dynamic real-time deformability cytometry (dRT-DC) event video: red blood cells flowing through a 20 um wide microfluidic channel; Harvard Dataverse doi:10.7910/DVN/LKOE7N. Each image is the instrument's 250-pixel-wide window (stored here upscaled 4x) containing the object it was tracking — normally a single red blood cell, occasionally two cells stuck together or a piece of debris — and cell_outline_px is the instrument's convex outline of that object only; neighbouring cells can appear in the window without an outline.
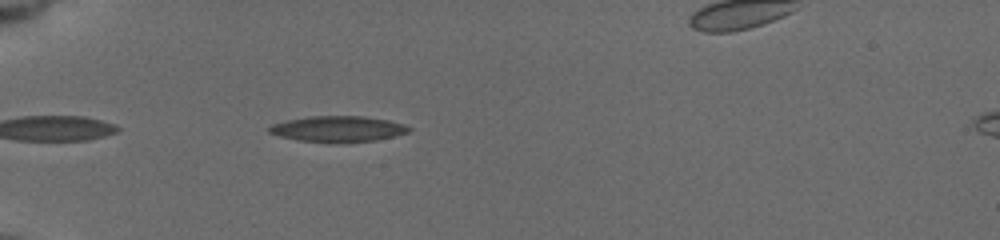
{"species": "common noctule bat (a hibernating species)", "species_latin": "Nyctalus noctula", "temperature_condition": "cold", "stored_images_in_passage": 40, "camera_frame_rate_fps": 3000, "um_per_image_px": 0.085, "animal": {"sex": "female", "body_mass_g": 19.5, "forearm_length_mm": 54.1}, "frame": {"image": 1, "passage_image": 2, "time_ms": 0.333, "image_size_px": [1000, 240], "cell_outline_px": [[412, 128], [408, 132], [376, 140], [336, 144], [328, 144], [300, 140], [280, 136], [268, 132], [268, 128], [272, 124], [288, 120], [312, 116], [364, 116], [388, 120], [404, 124]], "centroid_in_image_um": [28.73, 10.98], "position_along_channel_um": 56.3, "area_um2": 21.21}}
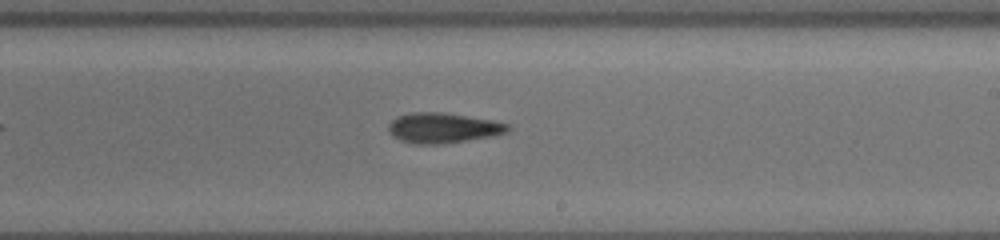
{"frame": {"image": 2, "passage_image": 19, "time_ms": 6.0, "image_size_px": [1000, 240], "cell_outline_px": [[512, 128], [508, 132], [492, 136], [444, 144], [412, 144], [400, 140], [388, 128], [388, 124], [396, 116], [412, 112], [444, 112], [492, 120], [508, 124]], "centroid_in_image_um": [37.68, 10.87], "position_along_channel_um": 251.3, "area_um2": 21.04}}
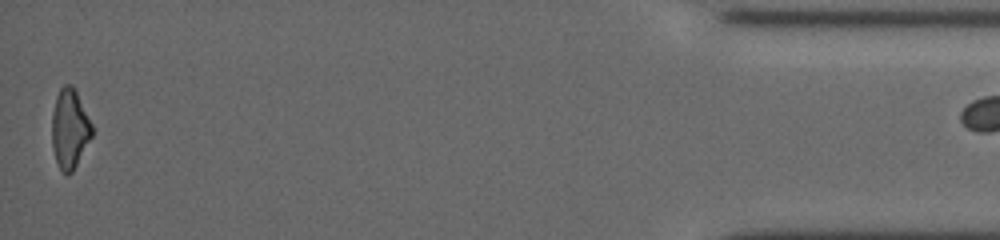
{"frame": {"image": 3, "passage_image": 39, "time_ms": 12.667, "image_size_px": [1000, 240], "cell_outline_px": [[92, 136], [72, 172], [68, 176], [60, 168], [56, 160], [52, 148], [52, 112], [56, 96], [60, 88], [64, 84], [72, 84], [92, 124]], "centroid_in_image_um": [5.91, 10.94], "position_along_channel_um": 429.3, "area_um2": 18.38}}